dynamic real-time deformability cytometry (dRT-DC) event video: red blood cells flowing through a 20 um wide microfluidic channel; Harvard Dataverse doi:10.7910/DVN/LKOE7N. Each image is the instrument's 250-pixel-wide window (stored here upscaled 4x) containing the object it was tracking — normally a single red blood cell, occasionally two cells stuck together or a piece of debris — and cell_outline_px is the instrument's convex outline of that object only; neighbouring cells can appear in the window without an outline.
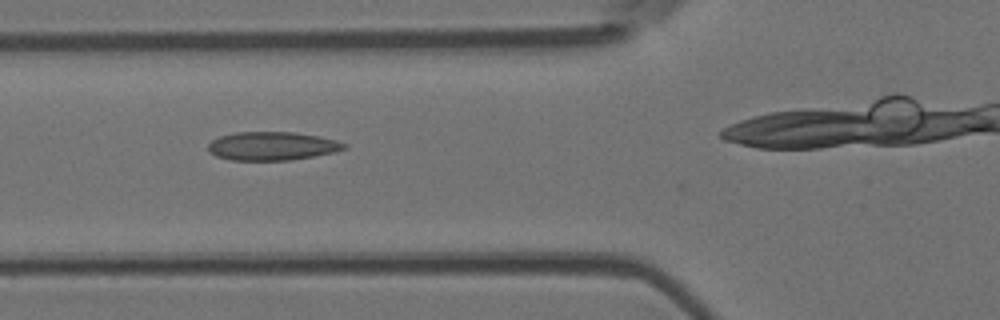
{"species": "Egyptian fruit bat (a non-hibernating species)", "species_latin": "Rousettus aegyptiacus", "temperature_condition": "room temperature", "stored_images_in_passage": 7, "camera_frame_rate_fps": 3000, "um_per_image_px": 0.085, "animal": {"sex": "female"}, "frame": {"image": 1, "passage_image": 3, "time_ms": 2.333, "image_size_px": [1000, 320], "cell_outline_px": [[348, 148], [336, 152], [288, 160], [232, 160], [216, 156], [208, 148], [208, 144], [212, 140], [220, 136], [236, 132], [292, 132], [320, 136], [336, 140], [348, 144]], "centroid_in_image_um": [23.17, 12.41], "position_along_channel_um": 102.6, "area_um2": 22.54}}